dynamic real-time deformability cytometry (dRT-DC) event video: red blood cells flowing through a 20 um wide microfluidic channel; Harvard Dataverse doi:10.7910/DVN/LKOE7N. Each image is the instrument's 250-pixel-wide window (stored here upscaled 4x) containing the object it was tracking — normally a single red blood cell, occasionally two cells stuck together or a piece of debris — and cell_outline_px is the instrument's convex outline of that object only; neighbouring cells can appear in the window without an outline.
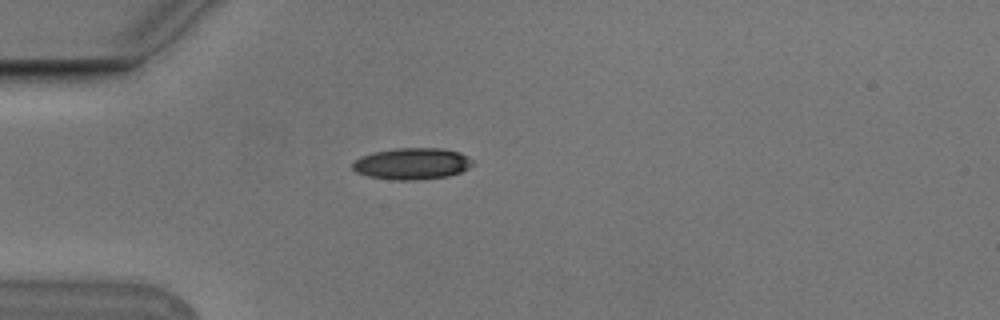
{"species": "Egyptian fruit bat (a non-hibernating species)", "species_latin": "Rousettus aegyptiacus", "temperature_condition": "cold", "stored_images_in_passage": 1, "camera_frame_rate_fps": 3000, "um_per_image_px": 0.085, "animal": {"sex": "male"}, "frame": {"image": 1, "passage_image": 1, "time_ms": 0.0, "image_size_px": [1000, 320], "cell_outline_px": [[472, 164], [468, 168], [460, 172], [448, 176], [412, 180], [396, 180], [368, 176], [356, 172], [352, 168], [352, 164], [360, 156], [372, 152], [396, 148], [444, 148], [460, 152], [472, 160]], "centroid_in_image_um": [35.0, 13.9], "position_along_channel_um": 50.0, "area_um2": 22.02}}